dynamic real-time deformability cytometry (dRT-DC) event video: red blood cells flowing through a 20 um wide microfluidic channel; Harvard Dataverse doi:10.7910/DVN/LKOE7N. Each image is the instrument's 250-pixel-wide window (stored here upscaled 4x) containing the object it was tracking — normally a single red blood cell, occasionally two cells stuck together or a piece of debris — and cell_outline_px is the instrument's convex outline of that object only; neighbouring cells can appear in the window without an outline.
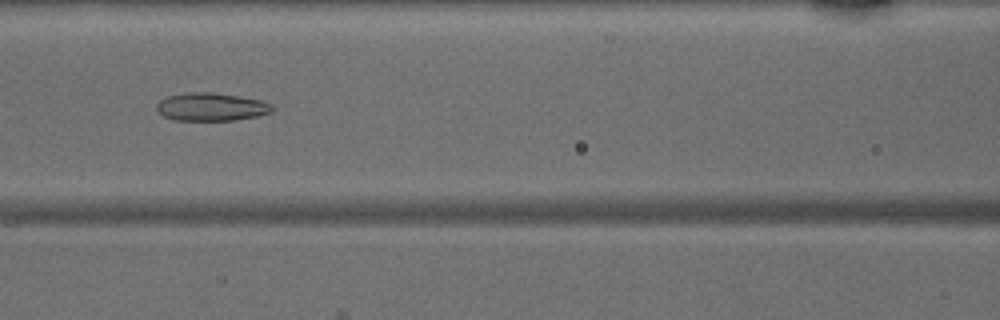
{"species": "common noctule bat (a hibernating species)", "species_latin": "Nyctalus noctula", "temperature_condition": "warm", "stored_images_in_passage": 43, "camera_frame_rate_fps": 3000, "um_per_image_px": 0.085, "animal": {"sex": "male", "body_mass_g": 15.6}, "frame": {"image": 1, "passage_image": 16, "time_ms": 5.0, "image_size_px": [1000, 320], "cell_outline_px": [[276, 108], [272, 112], [256, 116], [232, 120], [176, 120], [164, 116], [156, 108], [156, 104], [160, 100], [168, 96], [188, 92], [212, 92], [240, 96], [260, 100], [272, 104]], "centroid_in_image_um": [17.98, 9.07], "position_along_channel_um": 148.6, "area_um2": 18.84}}
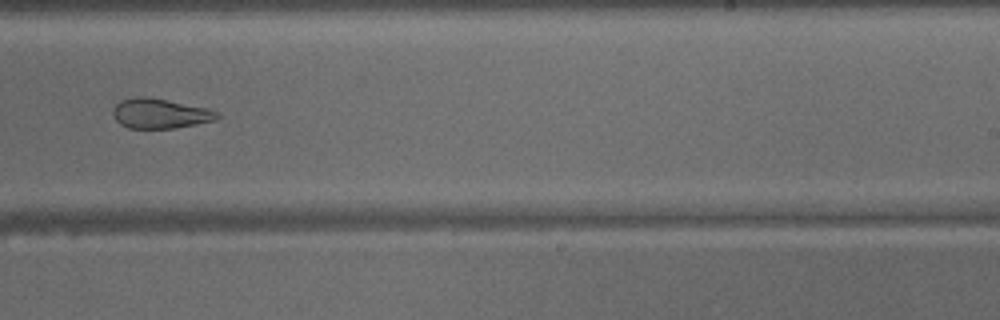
{"frame": {"image": 2, "passage_image": 25, "time_ms": 8.0, "image_size_px": [1000, 320], "cell_outline_px": [[220, 116], [216, 120], [196, 124], [172, 128], [128, 128], [120, 124], [116, 120], [112, 112], [112, 108], [120, 100], [132, 96], [140, 96], [164, 100], [208, 108], [220, 112]], "centroid_in_image_um": [13.59, 9.65], "position_along_channel_um": 275.4, "area_um2": 18.09}}
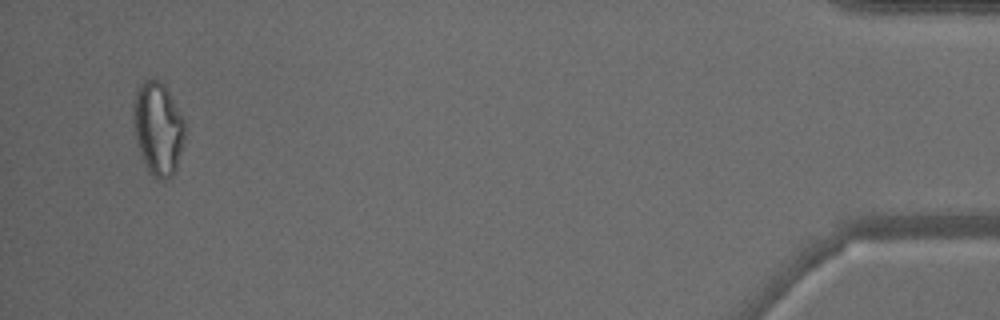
{"frame": {"image": 3, "passage_image": 41, "time_ms": 13.333, "image_size_px": [1000, 320], "cell_outline_px": [[188, 132], [176, 168], [172, 176], [164, 180], [156, 180], [148, 172], [136, 144], [132, 116], [132, 112], [136, 92], [140, 84], [144, 80], [152, 76], [160, 80], [164, 84], [184, 120]], "centroid_in_image_um": [13.44, 10.93], "position_along_channel_um": 421.8, "area_um2": 28.67}}